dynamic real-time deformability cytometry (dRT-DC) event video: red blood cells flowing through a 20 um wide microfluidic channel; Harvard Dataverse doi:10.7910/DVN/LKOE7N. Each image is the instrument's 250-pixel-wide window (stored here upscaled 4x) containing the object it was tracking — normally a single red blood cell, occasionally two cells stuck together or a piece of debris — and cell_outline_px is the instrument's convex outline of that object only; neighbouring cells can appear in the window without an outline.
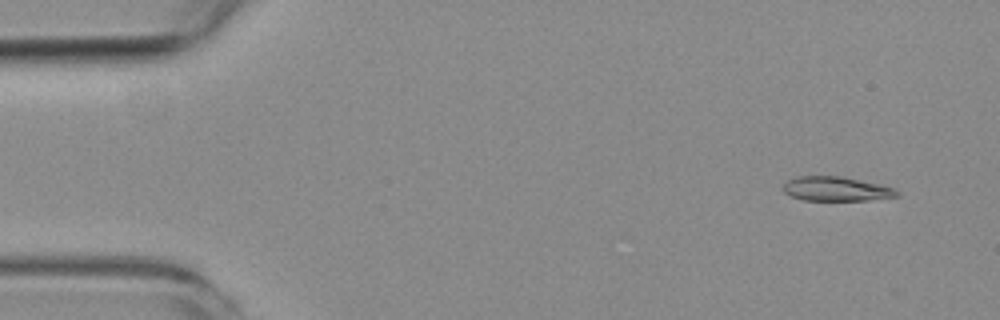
{"species": "common noctule bat (a hibernating species)", "species_latin": "Nyctalus noctula", "temperature_condition": "room temperature", "stored_images_in_passage": 7, "camera_frame_rate_fps": 3000, "um_per_image_px": 0.085, "animal": {"sex": "female", "body_mass_g": 19.3, "forearm_length_mm": 54.1}, "frame": {"image": 1, "passage_image": 1, "time_ms": 0.0, "image_size_px": [1000, 320], "cell_outline_px": [[900, 196], [868, 200], [804, 200], [792, 196], [784, 192], [784, 184], [788, 180], [796, 176], [840, 176], [880, 184], [892, 188], [900, 192]], "centroid_in_image_um": [71.09, 16.05], "position_along_channel_um": 13.9, "area_um2": 16.01}}
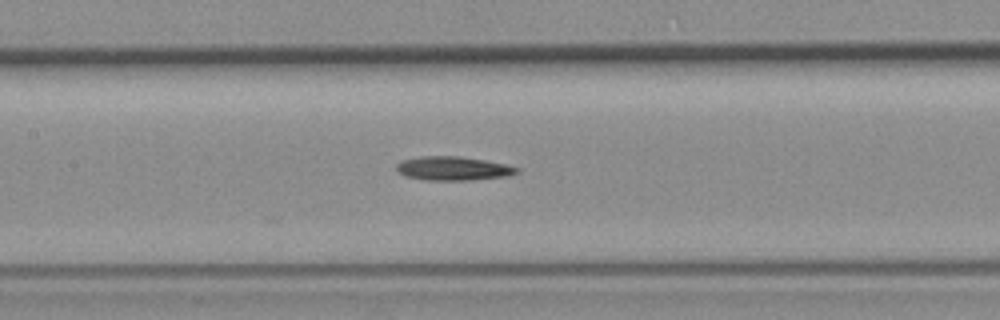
{"frame": {"image": 2, "passage_image": 7, "time_ms": 7.0, "image_size_px": [1000, 320], "cell_outline_px": [[520, 172], [508, 176], [472, 180], [424, 180], [408, 176], [400, 172], [396, 168], [396, 164], [400, 160], [420, 156], [460, 156], [484, 160], [504, 164], [520, 168]], "centroid_in_image_um": [38.53, 14.31], "position_along_channel_um": 168.9, "area_um2": 16.76}}